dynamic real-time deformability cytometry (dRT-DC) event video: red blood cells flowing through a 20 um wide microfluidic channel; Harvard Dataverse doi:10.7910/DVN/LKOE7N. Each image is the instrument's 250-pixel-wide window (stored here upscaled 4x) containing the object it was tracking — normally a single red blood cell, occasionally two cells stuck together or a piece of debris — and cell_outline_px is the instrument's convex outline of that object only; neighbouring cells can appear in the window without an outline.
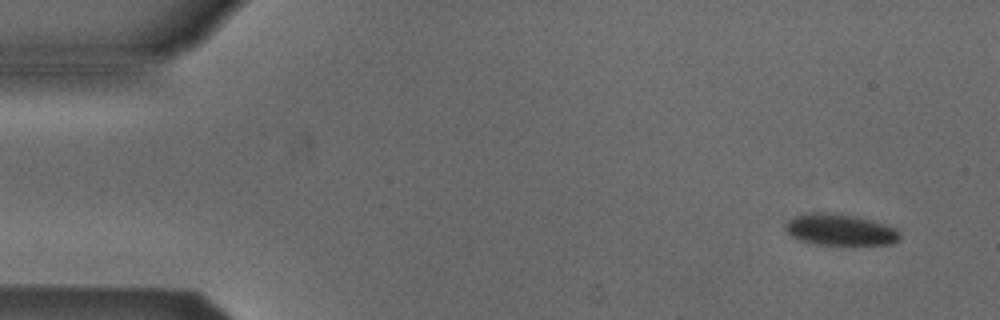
{"species": "Egyptian fruit bat (a non-hibernating species)", "species_latin": "Rousettus aegyptiacus", "temperature_condition": "cold", "stored_images_in_passage": 4, "camera_frame_rate_fps": 3000, "um_per_image_px": 0.085, "animal": {"sex": "male"}, "frame": {"image": 1, "passage_image": 1, "time_ms": 0.0, "image_size_px": [1000, 320], "cell_outline_px": [[900, 240], [892, 244], [812, 244], [800, 240], [792, 236], [784, 228], [784, 224], [792, 216], [808, 212], [832, 212], [856, 216], [884, 224], [896, 228], [900, 232]], "centroid_in_image_um": [71.37, 19.51], "position_along_channel_um": 13.6, "area_um2": 21.1}}
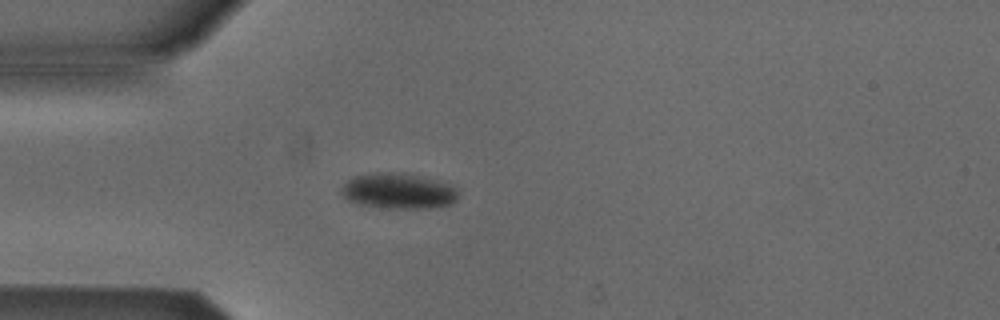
{"frame": {"image": 2, "passage_image": 4, "time_ms": 3.667, "image_size_px": [1000, 320], "cell_outline_px": [[460, 196], [452, 204], [432, 208], [392, 208], [356, 204], [348, 200], [340, 192], [340, 188], [348, 180], [356, 176], [380, 172], [392, 172], [416, 176], [448, 184], [460, 188]], "centroid_in_image_um": [33.89, 16.26], "position_along_channel_um": 51.1, "area_um2": 24.1}}